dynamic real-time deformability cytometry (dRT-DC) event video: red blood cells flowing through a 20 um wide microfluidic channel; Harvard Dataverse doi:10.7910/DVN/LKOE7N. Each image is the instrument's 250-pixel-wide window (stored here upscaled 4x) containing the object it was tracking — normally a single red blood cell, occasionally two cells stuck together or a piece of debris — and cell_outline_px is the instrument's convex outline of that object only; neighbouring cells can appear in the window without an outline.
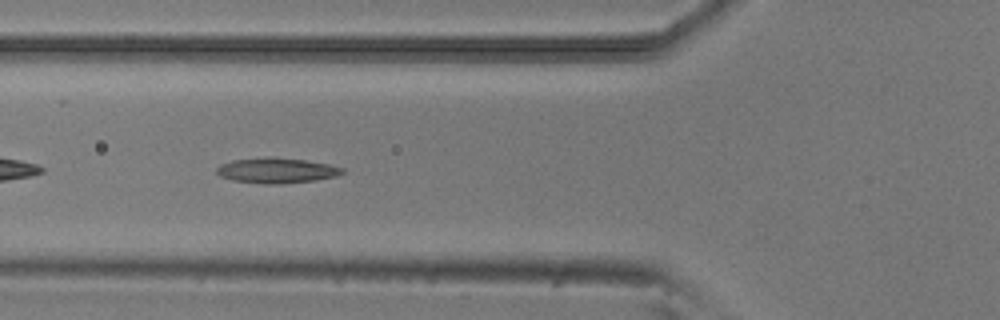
{"species": "common noctule bat (a hibernating species)", "species_latin": "Nyctalus noctula", "temperature_condition": "room temperature", "stored_images_in_passage": 39, "camera_frame_rate_fps": 3000, "um_per_image_px": 0.085, "animal": {"sex": "male", "body_mass_g": 20.5, "forearm_length_mm": 52.5}, "frame": {"image": 1, "passage_image": 5, "time_ms": 1.333, "image_size_px": [1000, 320], "cell_outline_px": [[344, 172], [336, 176], [316, 180], [280, 184], [264, 184], [232, 180], [220, 176], [216, 172], [216, 168], [220, 164], [232, 160], [268, 156], [272, 156], [304, 160], [328, 164], [344, 168]], "centroid_in_image_um": [23.48, 14.48], "position_along_channel_um": 102.3, "area_um2": 18.67}}
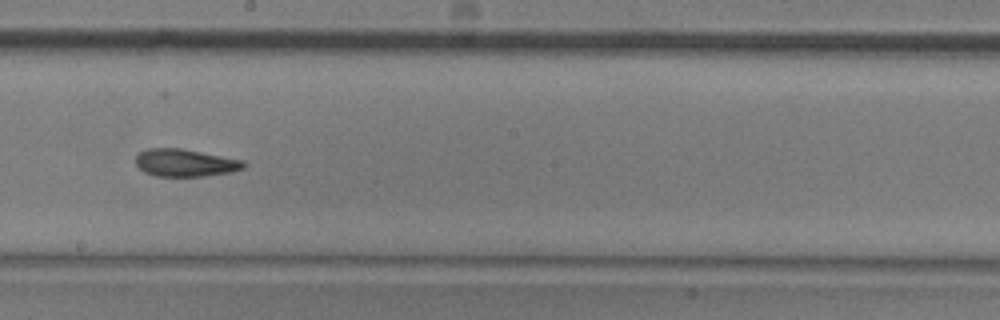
{"frame": {"image": 2, "passage_image": 15, "time_ms": 4.667, "image_size_px": [1000, 320], "cell_outline_px": [[248, 164], [244, 168], [232, 172], [204, 176], [156, 176], [144, 172], [136, 164], [136, 156], [140, 152], [148, 148], [180, 148], [244, 160]], "centroid_in_image_um": [15.77, 13.84], "position_along_channel_um": 232.4, "area_um2": 17.34}}
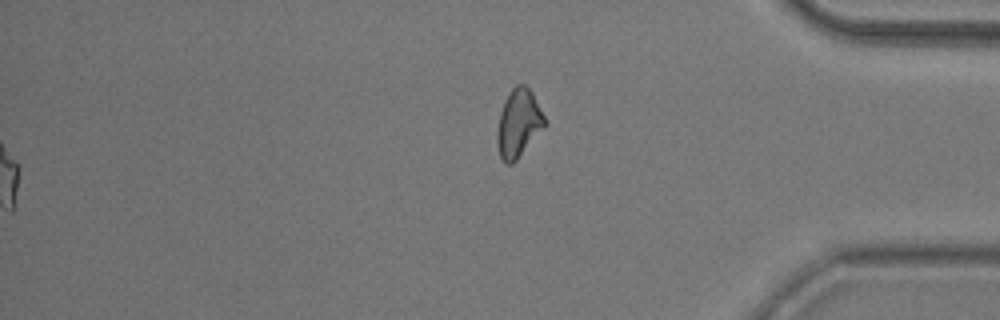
{"frame": {"image": 3, "passage_image": 39, "time_ms": 12.667, "image_size_px": [1000, 320], "cell_outline_px": [[548, 124], [516, 160], [512, 164], [504, 164], [500, 156], [496, 144], [496, 132], [500, 112], [504, 100], [508, 92], [516, 84], [524, 84], [532, 92]], "centroid_in_image_um": [44.06, 10.49], "position_along_channel_um": 391.1, "area_um2": 19.07}, "authors_computed_cell_mechanics": {"area_um2": 17.34, "velocity_mm_per_s": 3.8901, "shape_relaxation_time_tau1_ms": null, "shape_relaxation_time_tau2_ms": 3.9701, "deformation_change_tau1": null, "deformation_change_tau2": 0.1241}}